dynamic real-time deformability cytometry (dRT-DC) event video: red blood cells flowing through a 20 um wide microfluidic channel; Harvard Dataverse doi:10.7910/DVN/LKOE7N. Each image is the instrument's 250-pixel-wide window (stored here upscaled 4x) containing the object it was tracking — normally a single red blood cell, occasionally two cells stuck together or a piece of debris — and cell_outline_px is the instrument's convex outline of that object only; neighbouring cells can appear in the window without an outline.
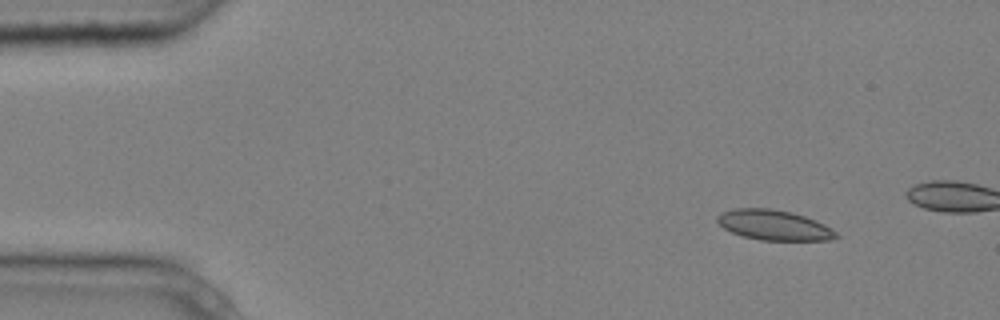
{"species": "common noctule bat (a hibernating species)", "species_latin": "Nyctalus noctula", "temperature_condition": "cold", "stored_images_in_passage": 5, "camera_frame_rate_fps": 3000, "um_per_image_px": 0.085, "animal": {"sex": "male", "body_mass_g": 20.4}, "frame": {"image": 1, "passage_image": 2, "time_ms": 0.333, "image_size_px": [1000, 320], "cell_outline_px": [[840, 236], [828, 240], [760, 240], [744, 236], [732, 232], [724, 228], [716, 220], [716, 216], [724, 212], [736, 208], [772, 208], [792, 212], [816, 220], [832, 228]], "centroid_in_image_um": [65.81, 19.13], "position_along_channel_um": 19.2, "area_um2": 20.81}}